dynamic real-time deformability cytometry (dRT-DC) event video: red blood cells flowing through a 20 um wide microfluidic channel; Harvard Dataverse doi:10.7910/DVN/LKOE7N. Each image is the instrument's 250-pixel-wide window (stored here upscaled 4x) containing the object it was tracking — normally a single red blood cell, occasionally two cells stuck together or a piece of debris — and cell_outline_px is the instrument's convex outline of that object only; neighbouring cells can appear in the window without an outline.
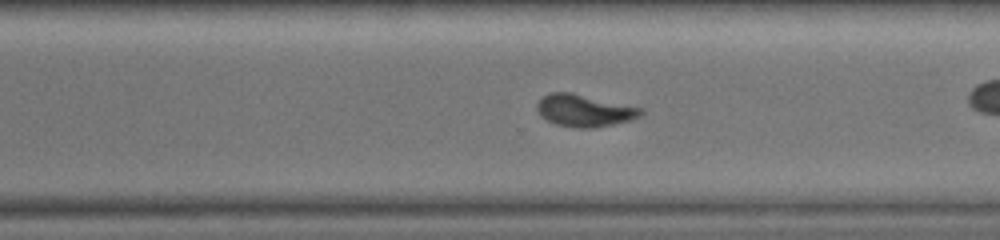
{"species": "common noctule bat (a hibernating species)", "species_latin": "Nyctalus noctula", "temperature_condition": "warm", "stored_images_in_passage": 32, "camera_frame_rate_fps": 3000, "um_per_image_px": 0.085, "animal": {"sex": "female", "body_mass_g": 19.0, "forearm_length_mm": 51.5}, "frame": {"image": 1, "passage_image": 19, "time_ms": 6.0, "image_size_px": [1000, 240], "cell_outline_px": [[644, 112], [640, 116], [628, 120], [612, 124], [592, 128], [576, 128], [556, 124], [540, 116], [536, 108], [536, 104], [544, 96], [552, 92], [572, 92], [644, 108]], "centroid_in_image_um": [49.67, 9.39], "position_along_channel_um": 320.9, "area_um2": 19.42}, "authors_computed_cell_mechanics": {"area_um2": 20.7791, "velocity_mm_per_s": 4.2549, "shape_relaxation_time_tau1_ms": 5.7714, "shape_relaxation_time_tau2_ms": null, "deformation_change_tau1": 0.1935, "deformation_change_tau2": null}}